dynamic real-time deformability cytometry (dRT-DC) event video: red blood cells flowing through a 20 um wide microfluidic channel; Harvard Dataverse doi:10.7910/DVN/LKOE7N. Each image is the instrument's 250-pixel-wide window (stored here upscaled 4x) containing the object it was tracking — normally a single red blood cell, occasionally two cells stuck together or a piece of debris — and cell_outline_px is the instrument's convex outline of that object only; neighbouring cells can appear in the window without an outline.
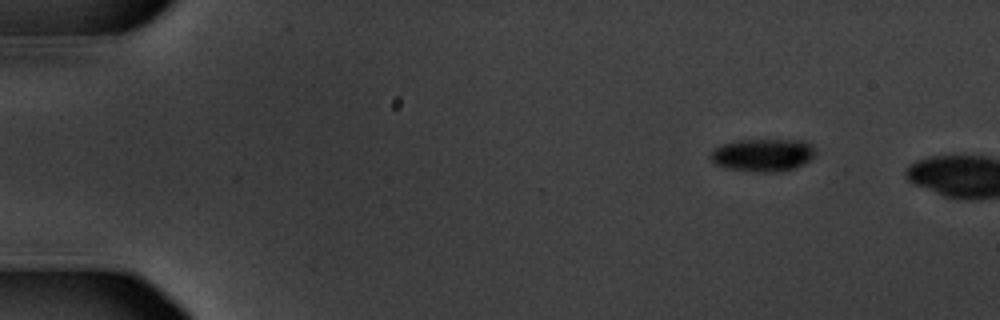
{"species": "common noctule bat (a hibernating species)", "species_latin": "Nyctalus noctula", "temperature_condition": "warm", "stored_images_in_passage": 4, "camera_frame_rate_fps": 3000, "um_per_image_px": 0.085, "animal": {"sex": "male", "body_mass_g": 20.1, "forearm_length_mm": 53.5}, "frame": {"image": 1, "passage_image": 1, "time_ms": 0.0, "image_size_px": [1000, 320], "cell_outline_px": [[816, 152], [804, 164], [796, 168], [780, 172], [752, 172], [724, 168], [716, 164], [712, 160], [712, 152], [720, 144], [740, 140], [804, 140], [812, 144], [816, 148]], "centroid_in_image_um": [64.88, 13.18], "position_along_channel_um": 20.1, "area_um2": 20.17}}